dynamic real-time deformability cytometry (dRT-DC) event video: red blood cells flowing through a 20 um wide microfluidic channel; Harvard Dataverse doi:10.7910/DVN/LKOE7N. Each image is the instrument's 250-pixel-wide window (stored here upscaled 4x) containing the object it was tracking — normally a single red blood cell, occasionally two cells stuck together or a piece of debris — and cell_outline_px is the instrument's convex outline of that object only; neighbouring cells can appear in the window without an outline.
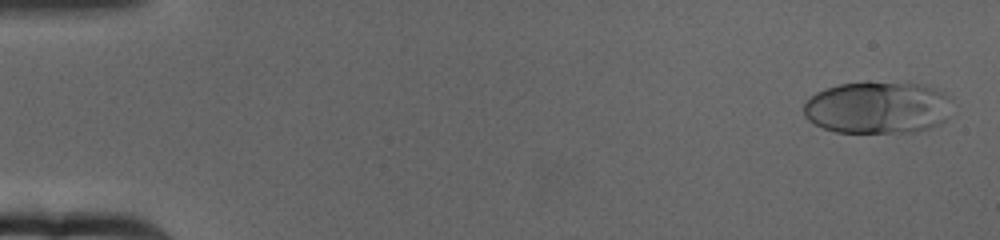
{"species": "human", "species_latin": "Homo sapiens", "temperature_condition": "cold", "stored_images_in_passage": 65, "camera_frame_rate_fps": 3000, "um_per_image_px": 0.085, "donor": {"sex": "female"}, "frame": {"image": 1, "passage_image": 3, "time_ms": 0.667, "image_size_px": [1000, 240], "cell_outline_px": [[952, 100], [944, 120], [940, 124], [916, 132], [836, 132], [824, 128], [808, 120], [804, 116], [804, 104], [816, 92], [824, 88], [840, 84], [864, 80], [904, 80], [924, 84], [952, 96]], "centroid_in_image_um": [74.62, 9.08], "position_along_channel_um": 10.4, "area_um2": 46.36}}
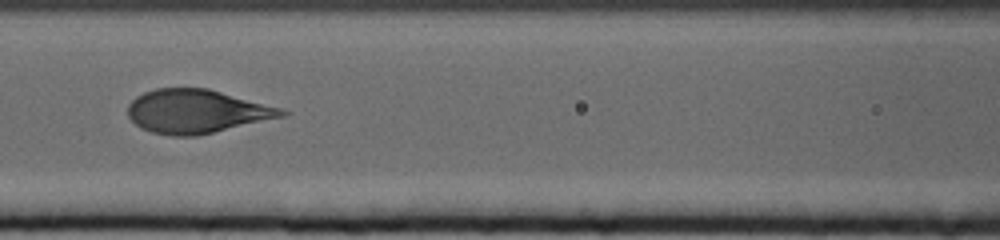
{"frame": {"image": 2, "passage_image": 30, "time_ms": 9.667, "image_size_px": [1000, 240], "cell_outline_px": [[292, 112], [284, 116], [196, 136], [172, 136], [152, 132], [140, 128], [128, 116], [128, 104], [136, 96], [144, 92], [156, 88], [208, 88], [280, 108]], "centroid_in_image_um": [16.68, 9.46], "position_along_channel_um": 149.9, "area_um2": 38.9}}
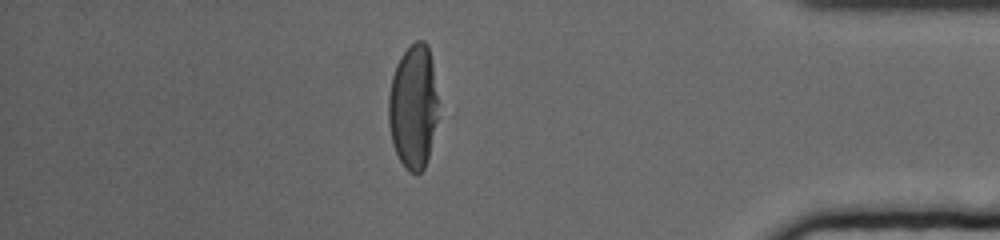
{"frame": {"image": 3, "passage_image": 57, "time_ms": 18.667, "image_size_px": [1000, 240], "cell_outline_px": [[444, 116], [424, 168], [416, 176], [404, 168], [392, 144], [388, 124], [388, 96], [392, 76], [396, 64], [400, 56], [416, 40], [424, 40], [428, 44], [432, 60]], "centroid_in_image_um": [35.22, 9.11], "position_along_channel_um": 400.0, "area_um2": 38.32}}